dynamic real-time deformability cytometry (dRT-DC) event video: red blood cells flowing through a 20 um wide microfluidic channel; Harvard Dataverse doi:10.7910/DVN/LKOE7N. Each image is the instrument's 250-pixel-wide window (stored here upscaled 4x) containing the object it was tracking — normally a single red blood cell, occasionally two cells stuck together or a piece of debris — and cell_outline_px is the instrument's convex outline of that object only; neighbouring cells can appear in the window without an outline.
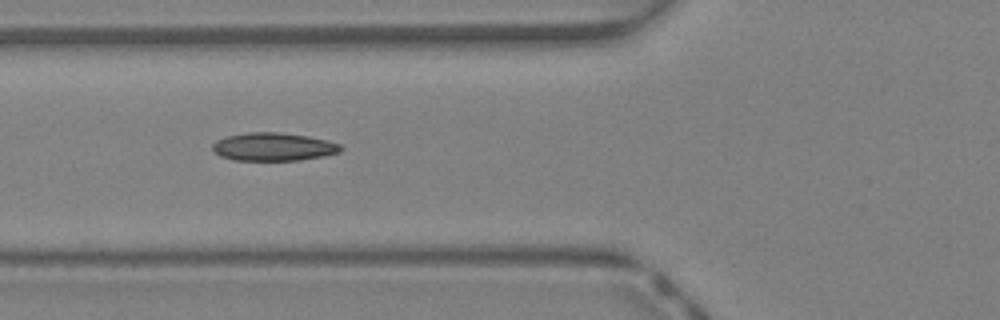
{"species": "Egyptian fruit bat (a non-hibernating species)", "species_latin": "Rousettus aegyptiacus", "temperature_condition": "warm", "stored_images_in_passage": 7, "camera_frame_rate_fps": 3000, "um_per_image_px": 0.085, "animal": {"sex": "female"}, "frame": {"image": 1, "passage_image": 4, "time_ms": 1.0, "image_size_px": [1000, 320], "cell_outline_px": [[344, 148], [340, 152], [324, 156], [300, 160], [232, 160], [220, 156], [212, 152], [212, 144], [216, 140], [228, 136], [248, 132], [280, 132], [308, 136], [328, 140], [340, 144]], "centroid_in_image_um": [23.24, 12.48], "position_along_channel_um": 102.6, "area_um2": 21.21}}